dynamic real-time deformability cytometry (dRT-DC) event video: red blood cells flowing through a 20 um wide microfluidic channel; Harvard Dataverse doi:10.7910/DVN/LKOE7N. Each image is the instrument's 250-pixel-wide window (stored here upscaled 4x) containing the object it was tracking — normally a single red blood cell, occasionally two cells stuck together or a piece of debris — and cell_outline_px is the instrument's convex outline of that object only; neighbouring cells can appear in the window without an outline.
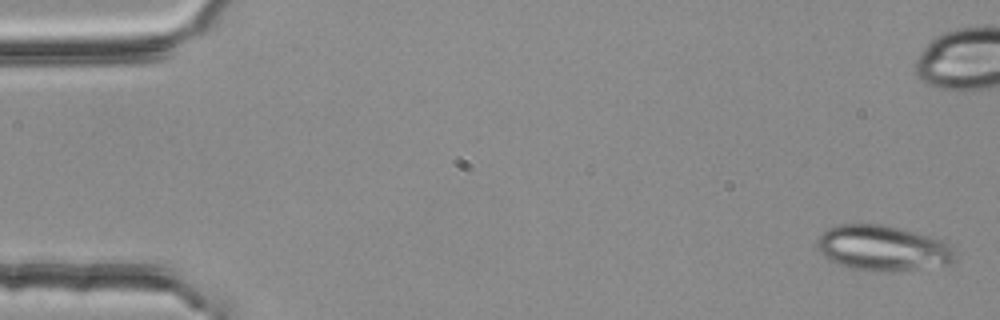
{"species": "common noctule bat (a hibernating species)", "species_latin": "Nyctalus noctula", "temperature_condition": "room temperature", "stored_images_in_passage": 4, "camera_frame_rate_fps": 3000, "um_per_image_px": 0.085, "animal": {"sex": "female", "body_mass_g": 25.1}, "frame": {"image": 1, "passage_image": 1, "time_ms": 0.0, "image_size_px": [1000, 320], "cell_outline_px": [[956, 260], [948, 264], [896, 272], [872, 272], [852, 268], [836, 264], [828, 260], [820, 252], [816, 244], [816, 240], [828, 228], [836, 224], [880, 224], [900, 228], [944, 240], [952, 248]], "centroid_in_image_um": [75.01, 21.1], "position_along_channel_um": 10.0, "area_um2": 36.82}}